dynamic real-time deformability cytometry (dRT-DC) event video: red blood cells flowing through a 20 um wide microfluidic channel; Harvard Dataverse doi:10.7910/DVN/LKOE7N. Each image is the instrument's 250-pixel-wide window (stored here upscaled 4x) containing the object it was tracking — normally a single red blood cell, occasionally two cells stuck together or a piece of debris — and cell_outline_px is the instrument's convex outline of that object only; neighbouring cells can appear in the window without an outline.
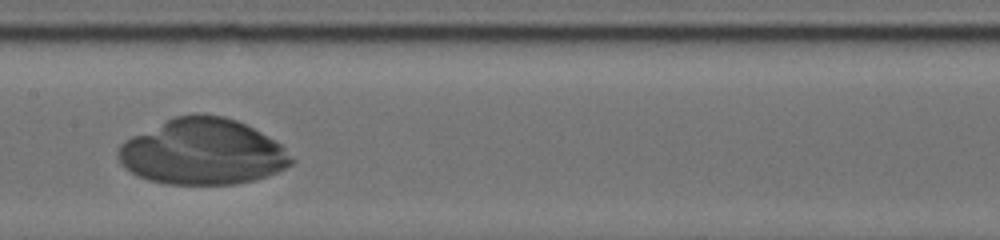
{"species": "human", "species_latin": "Homo sapiens", "temperature_condition": "cold", "stored_images_in_passage": 36, "camera_frame_rate_fps": 3000, "um_per_image_px": 0.085, "donor": {"sex": "male"}, "frame": {"image": 1, "passage_image": 35, "time_ms": 7.667, "image_size_px": [1000, 240], "cell_outline_px": [[296, 160], [292, 164], [268, 176], [256, 180], [236, 184], [168, 184], [148, 180], [124, 168], [120, 160], [120, 144], [132, 136], [172, 116], [196, 112], [200, 112], [224, 116], [236, 120], [276, 140]], "centroid_in_image_um": [17.25, 12.89], "position_along_channel_um": 190.2, "area_um2": 66.7}}